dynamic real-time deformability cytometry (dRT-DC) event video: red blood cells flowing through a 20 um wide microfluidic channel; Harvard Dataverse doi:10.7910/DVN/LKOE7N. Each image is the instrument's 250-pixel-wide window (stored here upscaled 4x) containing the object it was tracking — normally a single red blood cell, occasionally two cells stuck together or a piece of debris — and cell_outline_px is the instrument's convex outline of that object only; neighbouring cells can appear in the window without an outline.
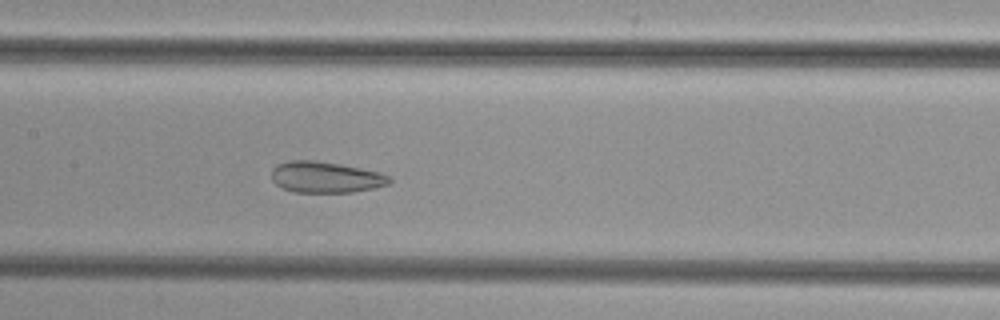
{"species": "common noctule bat (a hibernating species)", "species_latin": "Nyctalus noctula", "temperature_condition": "cold", "stored_images_in_passage": 47, "camera_frame_rate_fps": 3000, "um_per_image_px": 0.085, "animal": {"sex": "female", "body_mass_g": 29.2, "forearm_length_mm": 56.3}, "frame": {"image": 1, "passage_image": 21, "time_ms": 6.667, "image_size_px": [1000, 320], "cell_outline_px": [[392, 180], [388, 184], [376, 188], [352, 192], [296, 192], [284, 188], [276, 184], [272, 180], [272, 168], [276, 164], [288, 160], [316, 160], [340, 164], [380, 172], [388, 176]], "centroid_in_image_um": [27.67, 15.05], "position_along_channel_um": 179.7, "area_um2": 21.44}}
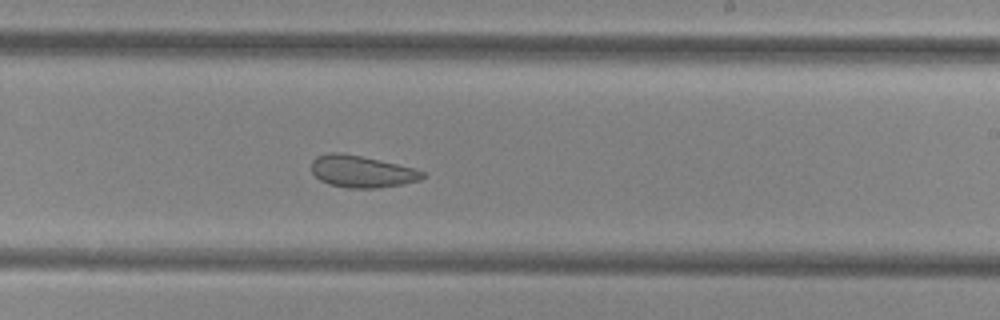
{"frame": {"image": 2, "passage_image": 27, "time_ms": 8.667, "image_size_px": [1000, 320], "cell_outline_px": [[428, 176], [420, 180], [404, 184], [376, 188], [348, 188], [328, 184], [320, 180], [312, 172], [312, 160], [316, 156], [328, 152], [340, 152], [380, 160], [412, 168], [424, 172]], "centroid_in_image_um": [30.74, 14.58], "position_along_channel_um": 258.3, "area_um2": 20.69}}
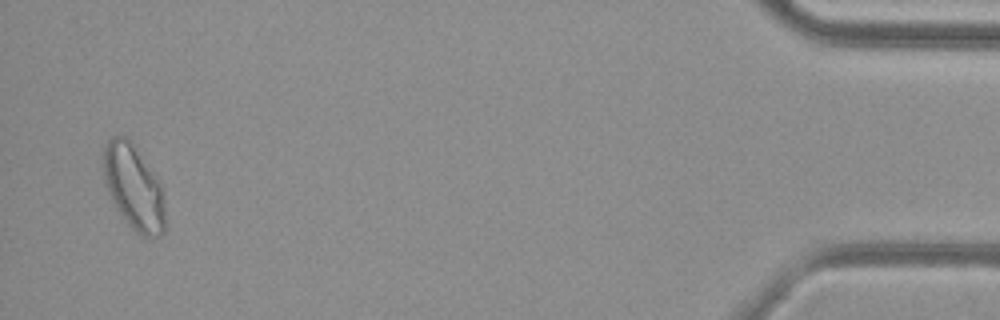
{"frame": {"image": 3, "passage_image": 46, "time_ms": 15.0, "image_size_px": [1000, 320], "cell_outline_px": [[164, 232], [160, 236], [148, 240], [140, 236], [120, 216], [104, 184], [100, 160], [100, 156], [104, 144], [112, 136], [128, 136], [132, 140], [160, 180], [164, 200]], "centroid_in_image_um": [11.32, 15.88], "position_along_channel_um": 423.9, "area_um2": 31.91}}